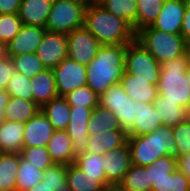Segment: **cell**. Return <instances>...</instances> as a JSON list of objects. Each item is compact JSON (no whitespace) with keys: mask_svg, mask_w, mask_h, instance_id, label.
Returning a JSON list of instances; mask_svg holds the SVG:
<instances>
[{"mask_svg":"<svg viewBox=\"0 0 190 191\" xmlns=\"http://www.w3.org/2000/svg\"><path fill=\"white\" fill-rule=\"evenodd\" d=\"M126 45H101L87 65V85L98 96L120 83L125 72Z\"/></svg>","mask_w":190,"mask_h":191,"instance_id":"obj_1","label":"cell"},{"mask_svg":"<svg viewBox=\"0 0 190 191\" xmlns=\"http://www.w3.org/2000/svg\"><path fill=\"white\" fill-rule=\"evenodd\" d=\"M85 28L101 45L129 44L135 40L133 28L123 19L100 6H87Z\"/></svg>","mask_w":190,"mask_h":191,"instance_id":"obj_2","label":"cell"},{"mask_svg":"<svg viewBox=\"0 0 190 191\" xmlns=\"http://www.w3.org/2000/svg\"><path fill=\"white\" fill-rule=\"evenodd\" d=\"M131 153V164L148 166L166 155L175 156L176 141L173 127L161 126L152 133L138 136H127Z\"/></svg>","mask_w":190,"mask_h":191,"instance_id":"obj_3","label":"cell"},{"mask_svg":"<svg viewBox=\"0 0 190 191\" xmlns=\"http://www.w3.org/2000/svg\"><path fill=\"white\" fill-rule=\"evenodd\" d=\"M187 67L185 55L163 62L157 85L158 94L164 96V100L176 102L186 110L190 108V85L186 78Z\"/></svg>","mask_w":190,"mask_h":191,"instance_id":"obj_4","label":"cell"},{"mask_svg":"<svg viewBox=\"0 0 190 191\" xmlns=\"http://www.w3.org/2000/svg\"><path fill=\"white\" fill-rule=\"evenodd\" d=\"M135 40L160 64L184 55L185 39L181 34H172L147 26L136 32Z\"/></svg>","mask_w":190,"mask_h":191,"instance_id":"obj_5","label":"cell"},{"mask_svg":"<svg viewBox=\"0 0 190 191\" xmlns=\"http://www.w3.org/2000/svg\"><path fill=\"white\" fill-rule=\"evenodd\" d=\"M86 5L76 0H53L45 29L47 32L69 34L84 26Z\"/></svg>","mask_w":190,"mask_h":191,"instance_id":"obj_6","label":"cell"},{"mask_svg":"<svg viewBox=\"0 0 190 191\" xmlns=\"http://www.w3.org/2000/svg\"><path fill=\"white\" fill-rule=\"evenodd\" d=\"M98 98L99 105L114 113L119 120L120 129L127 134L137 116V102L125 92L120 83L110 86Z\"/></svg>","mask_w":190,"mask_h":191,"instance_id":"obj_7","label":"cell"},{"mask_svg":"<svg viewBox=\"0 0 190 191\" xmlns=\"http://www.w3.org/2000/svg\"><path fill=\"white\" fill-rule=\"evenodd\" d=\"M161 64L136 40L126 45L125 72L158 85Z\"/></svg>","mask_w":190,"mask_h":191,"instance_id":"obj_8","label":"cell"},{"mask_svg":"<svg viewBox=\"0 0 190 191\" xmlns=\"http://www.w3.org/2000/svg\"><path fill=\"white\" fill-rule=\"evenodd\" d=\"M58 96L65 97L74 89L87 85V66L66 57L53 68Z\"/></svg>","mask_w":190,"mask_h":191,"instance_id":"obj_9","label":"cell"},{"mask_svg":"<svg viewBox=\"0 0 190 191\" xmlns=\"http://www.w3.org/2000/svg\"><path fill=\"white\" fill-rule=\"evenodd\" d=\"M68 43L67 57L87 66L95 57L101 44L85 26L66 35Z\"/></svg>","mask_w":190,"mask_h":191,"instance_id":"obj_10","label":"cell"},{"mask_svg":"<svg viewBox=\"0 0 190 191\" xmlns=\"http://www.w3.org/2000/svg\"><path fill=\"white\" fill-rule=\"evenodd\" d=\"M92 110L84 106H70V120L66 131L72 140L75 157L87 153L88 123Z\"/></svg>","mask_w":190,"mask_h":191,"instance_id":"obj_11","label":"cell"},{"mask_svg":"<svg viewBox=\"0 0 190 191\" xmlns=\"http://www.w3.org/2000/svg\"><path fill=\"white\" fill-rule=\"evenodd\" d=\"M35 53L46 69L57 67L68 54L66 34L46 31Z\"/></svg>","mask_w":190,"mask_h":191,"instance_id":"obj_12","label":"cell"},{"mask_svg":"<svg viewBox=\"0 0 190 191\" xmlns=\"http://www.w3.org/2000/svg\"><path fill=\"white\" fill-rule=\"evenodd\" d=\"M131 165V153L127 142L123 146L107 151L104 154L103 167L107 186L119 185Z\"/></svg>","mask_w":190,"mask_h":191,"instance_id":"obj_13","label":"cell"},{"mask_svg":"<svg viewBox=\"0 0 190 191\" xmlns=\"http://www.w3.org/2000/svg\"><path fill=\"white\" fill-rule=\"evenodd\" d=\"M186 6L187 0H165L157 18L150 27L172 34H181Z\"/></svg>","mask_w":190,"mask_h":191,"instance_id":"obj_14","label":"cell"},{"mask_svg":"<svg viewBox=\"0 0 190 191\" xmlns=\"http://www.w3.org/2000/svg\"><path fill=\"white\" fill-rule=\"evenodd\" d=\"M55 132L53 125L41 110L25 123L23 147H46Z\"/></svg>","mask_w":190,"mask_h":191,"instance_id":"obj_15","label":"cell"},{"mask_svg":"<svg viewBox=\"0 0 190 191\" xmlns=\"http://www.w3.org/2000/svg\"><path fill=\"white\" fill-rule=\"evenodd\" d=\"M46 29L40 26L22 25L20 31L7 43L8 56L35 53Z\"/></svg>","mask_w":190,"mask_h":191,"instance_id":"obj_16","label":"cell"},{"mask_svg":"<svg viewBox=\"0 0 190 191\" xmlns=\"http://www.w3.org/2000/svg\"><path fill=\"white\" fill-rule=\"evenodd\" d=\"M136 115L134 125L127 136L146 135L163 126L161 116L152 103L137 102Z\"/></svg>","mask_w":190,"mask_h":191,"instance_id":"obj_17","label":"cell"},{"mask_svg":"<svg viewBox=\"0 0 190 191\" xmlns=\"http://www.w3.org/2000/svg\"><path fill=\"white\" fill-rule=\"evenodd\" d=\"M120 84L135 102L153 103L158 94L157 86L151 84V80H142L127 72H124Z\"/></svg>","mask_w":190,"mask_h":191,"instance_id":"obj_18","label":"cell"},{"mask_svg":"<svg viewBox=\"0 0 190 191\" xmlns=\"http://www.w3.org/2000/svg\"><path fill=\"white\" fill-rule=\"evenodd\" d=\"M53 0H22L18 16L24 25L45 28Z\"/></svg>","mask_w":190,"mask_h":191,"instance_id":"obj_19","label":"cell"},{"mask_svg":"<svg viewBox=\"0 0 190 191\" xmlns=\"http://www.w3.org/2000/svg\"><path fill=\"white\" fill-rule=\"evenodd\" d=\"M46 148L56 164L69 165L75 162L72 140L66 130L55 131Z\"/></svg>","mask_w":190,"mask_h":191,"instance_id":"obj_20","label":"cell"},{"mask_svg":"<svg viewBox=\"0 0 190 191\" xmlns=\"http://www.w3.org/2000/svg\"><path fill=\"white\" fill-rule=\"evenodd\" d=\"M33 101L41 108L44 104L58 97L54 73L45 69L31 78Z\"/></svg>","mask_w":190,"mask_h":191,"instance_id":"obj_21","label":"cell"},{"mask_svg":"<svg viewBox=\"0 0 190 191\" xmlns=\"http://www.w3.org/2000/svg\"><path fill=\"white\" fill-rule=\"evenodd\" d=\"M127 142V134L121 129L89 135L87 153L105 154L107 151L123 146Z\"/></svg>","mask_w":190,"mask_h":191,"instance_id":"obj_22","label":"cell"},{"mask_svg":"<svg viewBox=\"0 0 190 191\" xmlns=\"http://www.w3.org/2000/svg\"><path fill=\"white\" fill-rule=\"evenodd\" d=\"M25 123L4 121L0 124V153H19L23 149Z\"/></svg>","mask_w":190,"mask_h":191,"instance_id":"obj_23","label":"cell"},{"mask_svg":"<svg viewBox=\"0 0 190 191\" xmlns=\"http://www.w3.org/2000/svg\"><path fill=\"white\" fill-rule=\"evenodd\" d=\"M40 110L53 125L55 131L67 130L70 120V105L65 97H56L44 104Z\"/></svg>","mask_w":190,"mask_h":191,"instance_id":"obj_24","label":"cell"},{"mask_svg":"<svg viewBox=\"0 0 190 191\" xmlns=\"http://www.w3.org/2000/svg\"><path fill=\"white\" fill-rule=\"evenodd\" d=\"M150 165L138 166L132 164L118 185L121 191H152Z\"/></svg>","mask_w":190,"mask_h":191,"instance_id":"obj_25","label":"cell"},{"mask_svg":"<svg viewBox=\"0 0 190 191\" xmlns=\"http://www.w3.org/2000/svg\"><path fill=\"white\" fill-rule=\"evenodd\" d=\"M39 110L40 107L34 101L10 97L4 110L5 121L26 123Z\"/></svg>","mask_w":190,"mask_h":191,"instance_id":"obj_26","label":"cell"},{"mask_svg":"<svg viewBox=\"0 0 190 191\" xmlns=\"http://www.w3.org/2000/svg\"><path fill=\"white\" fill-rule=\"evenodd\" d=\"M20 153H0V191H15Z\"/></svg>","mask_w":190,"mask_h":191,"instance_id":"obj_27","label":"cell"},{"mask_svg":"<svg viewBox=\"0 0 190 191\" xmlns=\"http://www.w3.org/2000/svg\"><path fill=\"white\" fill-rule=\"evenodd\" d=\"M66 186L72 191H100L105 187L97 177L87 175L74 163L67 165Z\"/></svg>","mask_w":190,"mask_h":191,"instance_id":"obj_28","label":"cell"},{"mask_svg":"<svg viewBox=\"0 0 190 191\" xmlns=\"http://www.w3.org/2000/svg\"><path fill=\"white\" fill-rule=\"evenodd\" d=\"M161 116L163 125L174 127L186 119V109L176 102L164 100V96L157 94L152 103Z\"/></svg>","mask_w":190,"mask_h":191,"instance_id":"obj_29","label":"cell"},{"mask_svg":"<svg viewBox=\"0 0 190 191\" xmlns=\"http://www.w3.org/2000/svg\"><path fill=\"white\" fill-rule=\"evenodd\" d=\"M89 135L120 129L119 120L109 109L99 104L92 110L88 123Z\"/></svg>","mask_w":190,"mask_h":191,"instance_id":"obj_30","label":"cell"},{"mask_svg":"<svg viewBox=\"0 0 190 191\" xmlns=\"http://www.w3.org/2000/svg\"><path fill=\"white\" fill-rule=\"evenodd\" d=\"M74 164L84 173L92 177H97L104 186H107L106 175L103 170L104 154L84 153L75 158Z\"/></svg>","mask_w":190,"mask_h":191,"instance_id":"obj_31","label":"cell"},{"mask_svg":"<svg viewBox=\"0 0 190 191\" xmlns=\"http://www.w3.org/2000/svg\"><path fill=\"white\" fill-rule=\"evenodd\" d=\"M165 0H136L137 22L133 26L136 33L138 30L151 26L157 18Z\"/></svg>","mask_w":190,"mask_h":191,"instance_id":"obj_32","label":"cell"},{"mask_svg":"<svg viewBox=\"0 0 190 191\" xmlns=\"http://www.w3.org/2000/svg\"><path fill=\"white\" fill-rule=\"evenodd\" d=\"M43 172L34 167L29 161L20 155V166L17 171L15 191H28L37 183L42 181Z\"/></svg>","mask_w":190,"mask_h":191,"instance_id":"obj_33","label":"cell"},{"mask_svg":"<svg viewBox=\"0 0 190 191\" xmlns=\"http://www.w3.org/2000/svg\"><path fill=\"white\" fill-rule=\"evenodd\" d=\"M102 7L125 20L132 28L137 22L136 0H108Z\"/></svg>","mask_w":190,"mask_h":191,"instance_id":"obj_34","label":"cell"},{"mask_svg":"<svg viewBox=\"0 0 190 191\" xmlns=\"http://www.w3.org/2000/svg\"><path fill=\"white\" fill-rule=\"evenodd\" d=\"M10 58L16 71L28 78H32L46 69L36 53H23Z\"/></svg>","mask_w":190,"mask_h":191,"instance_id":"obj_35","label":"cell"},{"mask_svg":"<svg viewBox=\"0 0 190 191\" xmlns=\"http://www.w3.org/2000/svg\"><path fill=\"white\" fill-rule=\"evenodd\" d=\"M152 191H190V180L178 168L153 184Z\"/></svg>","mask_w":190,"mask_h":191,"instance_id":"obj_36","label":"cell"},{"mask_svg":"<svg viewBox=\"0 0 190 191\" xmlns=\"http://www.w3.org/2000/svg\"><path fill=\"white\" fill-rule=\"evenodd\" d=\"M19 153L23 159L41 171H45L54 164L46 147H23Z\"/></svg>","mask_w":190,"mask_h":191,"instance_id":"obj_37","label":"cell"},{"mask_svg":"<svg viewBox=\"0 0 190 191\" xmlns=\"http://www.w3.org/2000/svg\"><path fill=\"white\" fill-rule=\"evenodd\" d=\"M98 97L99 96L88 85L74 89L65 96L70 106H84L92 109L99 104Z\"/></svg>","mask_w":190,"mask_h":191,"instance_id":"obj_38","label":"cell"},{"mask_svg":"<svg viewBox=\"0 0 190 191\" xmlns=\"http://www.w3.org/2000/svg\"><path fill=\"white\" fill-rule=\"evenodd\" d=\"M5 90L10 97H18L33 101L31 78H28L19 72H17L16 75L8 81Z\"/></svg>","mask_w":190,"mask_h":191,"instance_id":"obj_39","label":"cell"},{"mask_svg":"<svg viewBox=\"0 0 190 191\" xmlns=\"http://www.w3.org/2000/svg\"><path fill=\"white\" fill-rule=\"evenodd\" d=\"M177 166V158L172 155L160 157L150 165L151 183L168 178L169 173H173Z\"/></svg>","mask_w":190,"mask_h":191,"instance_id":"obj_40","label":"cell"},{"mask_svg":"<svg viewBox=\"0 0 190 191\" xmlns=\"http://www.w3.org/2000/svg\"><path fill=\"white\" fill-rule=\"evenodd\" d=\"M66 175L67 165L54 163L43 172L42 181L53 191H60L66 186Z\"/></svg>","mask_w":190,"mask_h":191,"instance_id":"obj_41","label":"cell"},{"mask_svg":"<svg viewBox=\"0 0 190 191\" xmlns=\"http://www.w3.org/2000/svg\"><path fill=\"white\" fill-rule=\"evenodd\" d=\"M173 137L176 141L175 157L190 154V124L186 120L173 127Z\"/></svg>","mask_w":190,"mask_h":191,"instance_id":"obj_42","label":"cell"},{"mask_svg":"<svg viewBox=\"0 0 190 191\" xmlns=\"http://www.w3.org/2000/svg\"><path fill=\"white\" fill-rule=\"evenodd\" d=\"M22 25L18 14H0V40L7 44L20 31Z\"/></svg>","mask_w":190,"mask_h":191,"instance_id":"obj_43","label":"cell"},{"mask_svg":"<svg viewBox=\"0 0 190 191\" xmlns=\"http://www.w3.org/2000/svg\"><path fill=\"white\" fill-rule=\"evenodd\" d=\"M17 71L9 57L0 61V89H5L8 81L16 75Z\"/></svg>","mask_w":190,"mask_h":191,"instance_id":"obj_44","label":"cell"},{"mask_svg":"<svg viewBox=\"0 0 190 191\" xmlns=\"http://www.w3.org/2000/svg\"><path fill=\"white\" fill-rule=\"evenodd\" d=\"M22 0H0V14H18Z\"/></svg>","mask_w":190,"mask_h":191,"instance_id":"obj_45","label":"cell"},{"mask_svg":"<svg viewBox=\"0 0 190 191\" xmlns=\"http://www.w3.org/2000/svg\"><path fill=\"white\" fill-rule=\"evenodd\" d=\"M181 35L185 40L190 39V1H187V6L184 12V18L181 26Z\"/></svg>","mask_w":190,"mask_h":191,"instance_id":"obj_46","label":"cell"},{"mask_svg":"<svg viewBox=\"0 0 190 191\" xmlns=\"http://www.w3.org/2000/svg\"><path fill=\"white\" fill-rule=\"evenodd\" d=\"M177 166L178 169L190 180V154L178 157Z\"/></svg>","mask_w":190,"mask_h":191,"instance_id":"obj_47","label":"cell"},{"mask_svg":"<svg viewBox=\"0 0 190 191\" xmlns=\"http://www.w3.org/2000/svg\"><path fill=\"white\" fill-rule=\"evenodd\" d=\"M10 95L5 89H0V124L5 121V107L9 102Z\"/></svg>","mask_w":190,"mask_h":191,"instance_id":"obj_48","label":"cell"},{"mask_svg":"<svg viewBox=\"0 0 190 191\" xmlns=\"http://www.w3.org/2000/svg\"><path fill=\"white\" fill-rule=\"evenodd\" d=\"M8 49L7 44L0 40V61L8 59Z\"/></svg>","mask_w":190,"mask_h":191,"instance_id":"obj_49","label":"cell"},{"mask_svg":"<svg viewBox=\"0 0 190 191\" xmlns=\"http://www.w3.org/2000/svg\"><path fill=\"white\" fill-rule=\"evenodd\" d=\"M28 191H53V189H50L46 183L43 181L37 183L35 186H33L31 189Z\"/></svg>","mask_w":190,"mask_h":191,"instance_id":"obj_50","label":"cell"},{"mask_svg":"<svg viewBox=\"0 0 190 191\" xmlns=\"http://www.w3.org/2000/svg\"><path fill=\"white\" fill-rule=\"evenodd\" d=\"M184 55L188 65L190 66V39L185 40Z\"/></svg>","mask_w":190,"mask_h":191,"instance_id":"obj_51","label":"cell"},{"mask_svg":"<svg viewBox=\"0 0 190 191\" xmlns=\"http://www.w3.org/2000/svg\"><path fill=\"white\" fill-rule=\"evenodd\" d=\"M108 0H89V6L102 7Z\"/></svg>","mask_w":190,"mask_h":191,"instance_id":"obj_52","label":"cell"},{"mask_svg":"<svg viewBox=\"0 0 190 191\" xmlns=\"http://www.w3.org/2000/svg\"><path fill=\"white\" fill-rule=\"evenodd\" d=\"M100 191H121L118 185H108L103 187Z\"/></svg>","mask_w":190,"mask_h":191,"instance_id":"obj_53","label":"cell"},{"mask_svg":"<svg viewBox=\"0 0 190 191\" xmlns=\"http://www.w3.org/2000/svg\"><path fill=\"white\" fill-rule=\"evenodd\" d=\"M186 78H187L189 85H190V66L189 65H188L187 70H186Z\"/></svg>","mask_w":190,"mask_h":191,"instance_id":"obj_54","label":"cell"},{"mask_svg":"<svg viewBox=\"0 0 190 191\" xmlns=\"http://www.w3.org/2000/svg\"><path fill=\"white\" fill-rule=\"evenodd\" d=\"M185 120L190 124V108L186 110V119Z\"/></svg>","mask_w":190,"mask_h":191,"instance_id":"obj_55","label":"cell"},{"mask_svg":"<svg viewBox=\"0 0 190 191\" xmlns=\"http://www.w3.org/2000/svg\"><path fill=\"white\" fill-rule=\"evenodd\" d=\"M76 1L82 2V3H84L86 6H89V0H76Z\"/></svg>","mask_w":190,"mask_h":191,"instance_id":"obj_56","label":"cell"},{"mask_svg":"<svg viewBox=\"0 0 190 191\" xmlns=\"http://www.w3.org/2000/svg\"><path fill=\"white\" fill-rule=\"evenodd\" d=\"M60 191H72L68 186H65L63 189H61Z\"/></svg>","mask_w":190,"mask_h":191,"instance_id":"obj_57","label":"cell"}]
</instances>
